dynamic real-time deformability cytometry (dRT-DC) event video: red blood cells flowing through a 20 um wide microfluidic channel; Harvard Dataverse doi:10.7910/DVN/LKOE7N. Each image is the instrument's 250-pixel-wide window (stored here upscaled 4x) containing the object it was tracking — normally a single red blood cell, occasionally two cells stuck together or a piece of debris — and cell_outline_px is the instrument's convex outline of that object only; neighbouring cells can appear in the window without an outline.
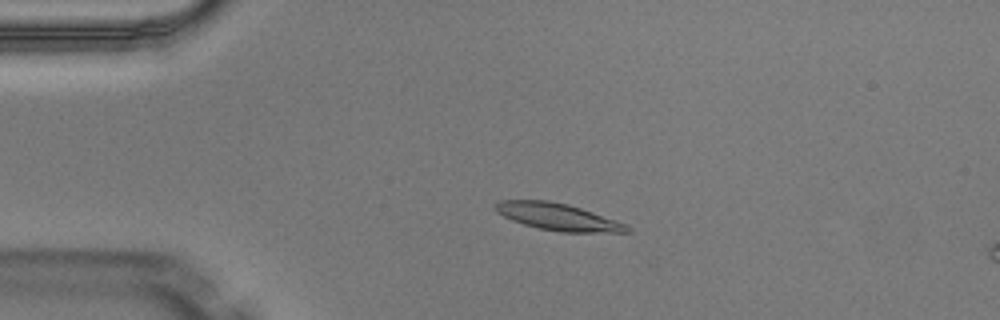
{"species": "Egyptian fruit bat (a non-hibernating species)", "species_latin": "Rousettus aegyptiacus", "temperature_condition": "warm", "stored_images_in_passage": 6, "camera_frame_rate_fps": 3000, "um_per_image_px": 0.085, "animal": {"sex": "male"}, "frame": {"image": 1, "passage_image": 4, "time_ms": 1.0, "image_size_px": [1000, 320], "cell_outline_px": [[632, 232], [560, 232], [536, 228], [512, 220], [496, 212], [492, 208], [500, 200], [548, 200], [568, 204], [628, 224], [632, 228]], "centroid_in_image_um": [47.43, 18.43], "position_along_channel_um": 37.6, "area_um2": 20.81}}